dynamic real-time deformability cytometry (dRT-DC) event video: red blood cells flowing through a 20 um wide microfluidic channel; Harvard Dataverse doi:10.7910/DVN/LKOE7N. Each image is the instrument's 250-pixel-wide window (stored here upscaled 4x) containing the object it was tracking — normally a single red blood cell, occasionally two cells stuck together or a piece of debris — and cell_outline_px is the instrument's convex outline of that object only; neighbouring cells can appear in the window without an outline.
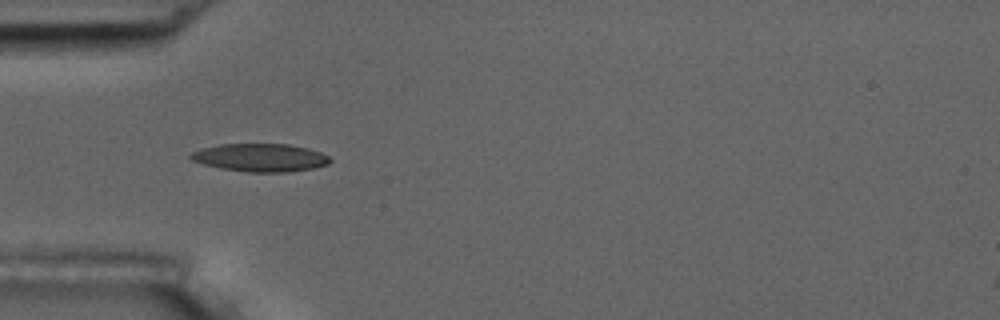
{"species": "common noctule bat (a hibernating species)", "species_latin": "Nyctalus noctula", "temperature_condition": "room temperature", "stored_images_in_passage": 2, "camera_frame_rate_fps": 3000, "um_per_image_px": 0.085, "animal": {"sex": "male", "body_mass_g": 17.5, "forearm_length_mm": 52.3}, "frame": {"image": 1, "passage_image": 1, "time_ms": 0.0, "image_size_px": [1000, 320], "cell_outline_px": [[332, 160], [328, 164], [312, 168], [288, 172], [248, 172], [220, 168], [204, 164], [192, 160], [188, 156], [192, 152], [200, 148], [220, 144], [288, 144], [308, 148], [320, 152], [328, 156]], "centroid_in_image_um": [22.11, 13.39], "position_along_channel_um": 62.9, "area_um2": 22.72}}